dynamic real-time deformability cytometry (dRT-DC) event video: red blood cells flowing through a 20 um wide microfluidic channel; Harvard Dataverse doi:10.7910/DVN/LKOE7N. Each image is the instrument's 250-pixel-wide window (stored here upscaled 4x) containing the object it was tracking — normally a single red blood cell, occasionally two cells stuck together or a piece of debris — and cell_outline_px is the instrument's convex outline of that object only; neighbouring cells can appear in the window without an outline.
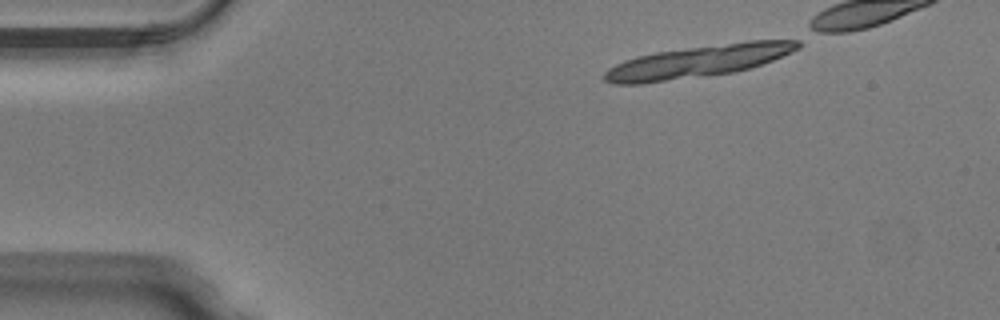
{"species": "Egyptian fruit bat (a non-hibernating species)", "species_latin": "Rousettus aegyptiacus", "temperature_condition": "warm", "stored_images_in_passage": 11, "camera_frame_rate_fps": 3000, "um_per_image_px": 0.085, "animal": {"sex": "male"}, "frame": {"image": 1, "passage_image": 1, "time_ms": 0.0, "image_size_px": [1000, 320], "cell_outline_px": [[800, 48], [792, 52], [752, 68], [732, 72], [644, 84], [616, 84], [604, 80], [604, 72], [608, 68], [624, 60], [636, 56], [656, 52], [748, 40], [800, 36]], "centroid_in_image_um": [59.48, 5.18], "position_along_channel_um": 25.5, "area_um2": 36.93}}